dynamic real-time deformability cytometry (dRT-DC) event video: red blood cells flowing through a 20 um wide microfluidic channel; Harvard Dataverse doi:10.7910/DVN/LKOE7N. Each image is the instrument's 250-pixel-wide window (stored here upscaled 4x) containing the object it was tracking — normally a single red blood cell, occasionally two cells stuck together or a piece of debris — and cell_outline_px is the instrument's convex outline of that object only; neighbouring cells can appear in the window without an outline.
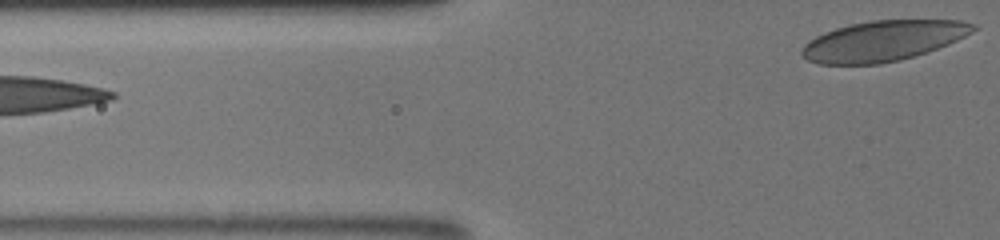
{"species": "human", "species_latin": "Homo sapiens", "temperature_condition": "room temperature", "stored_images_in_passage": 11, "segment_of_instrument_passage": [2, 2], "camera_frame_rate_fps": 3000, "um_per_image_px": 0.085, "donor": {"sex": "male"}, "frame": {"image": 1, "passage_image": 11, "time_ms": 3.333, "image_size_px": [1000, 240], "cell_outline_px": [[980, 28], [948, 44], [928, 52], [900, 60], [880, 64], [820, 64], [808, 60], [800, 52], [804, 44], [808, 40], [824, 32], [836, 28], [852, 24], [872, 20], [960, 20], [976, 24]], "centroid_in_image_um": [75.08, 3.47], "position_along_channel_um": 50.7, "area_um2": 40.34}}